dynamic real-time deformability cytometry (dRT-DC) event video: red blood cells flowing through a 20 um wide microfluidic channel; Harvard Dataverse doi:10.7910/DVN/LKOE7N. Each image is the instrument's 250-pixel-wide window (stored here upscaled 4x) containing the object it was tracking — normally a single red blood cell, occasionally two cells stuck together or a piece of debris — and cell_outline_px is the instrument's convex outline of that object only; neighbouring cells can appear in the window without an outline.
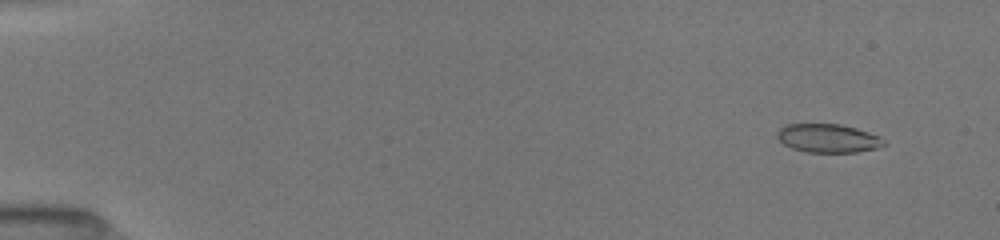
{"species": "common noctule bat (a hibernating species)", "species_latin": "Nyctalus noctula", "temperature_condition": "room temperature", "stored_images_in_passage": 51, "camera_frame_rate_fps": 3000, "um_per_image_px": 0.085, "animal": {"sex": "female", "body_mass_g": 19.5, "forearm_length_mm": 54.1}, "frame": {"image": 1, "passage_image": 4, "time_ms": 1.0, "image_size_px": [1000, 240], "cell_outline_px": [[888, 144], [876, 148], [856, 152], [808, 152], [792, 148], [784, 144], [776, 136], [776, 132], [780, 128], [788, 124], [840, 124], [856, 128], [880, 136]], "centroid_in_image_um": [70.4, 11.75], "position_along_channel_um": 14.6, "area_um2": 17.74}}
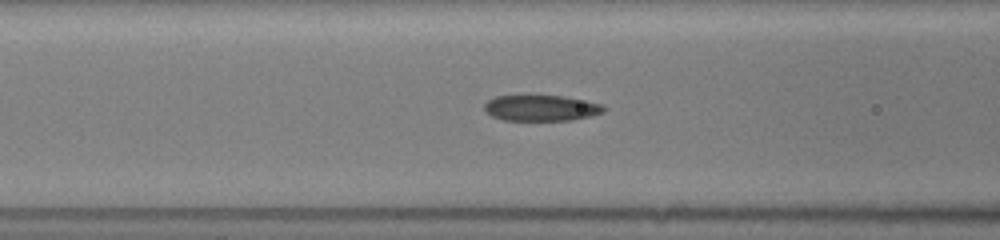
{"frame": {"image": 2, "passage_image": 22, "time_ms": 7.0, "image_size_px": [1000, 240], "cell_outline_px": [[604, 112], [592, 116], [572, 120], [504, 120], [492, 116], [484, 108], [484, 104], [488, 100], [496, 96], [564, 96], [584, 100], [600, 104], [604, 108]], "centroid_in_image_um": [46.0, 9.18], "position_along_channel_um": 120.6, "area_um2": 17.8}}
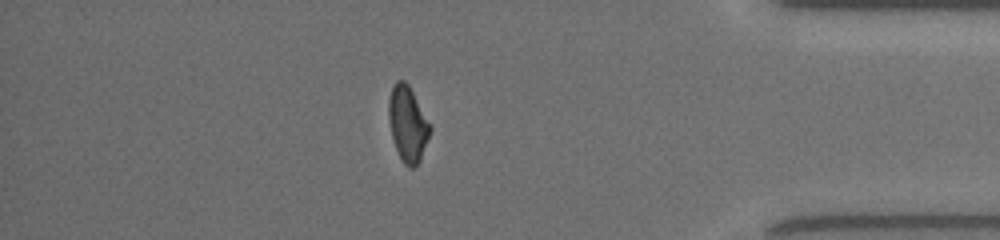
{"frame": {"image": 3, "passage_image": 45, "time_ms": 14.667, "image_size_px": [1000, 240], "cell_outline_px": [[432, 128], [420, 160], [412, 168], [408, 168], [404, 164], [396, 148], [392, 136], [388, 116], [388, 100], [392, 88], [396, 80], [404, 80], [408, 84], [432, 124]], "centroid_in_image_um": [34.67, 10.5], "position_along_channel_um": 400.5, "area_um2": 18.21}, "authors_computed_cell_mechanics": {"area_um2": 18.785, "velocity_mm_per_s": 4.0301, "shape_relaxation_time_tau1_ms": null, "shape_relaxation_time_tau2_ms": 2.3717, "deformation_change_tau1": null, "deformation_change_tau2": 0.0852}}